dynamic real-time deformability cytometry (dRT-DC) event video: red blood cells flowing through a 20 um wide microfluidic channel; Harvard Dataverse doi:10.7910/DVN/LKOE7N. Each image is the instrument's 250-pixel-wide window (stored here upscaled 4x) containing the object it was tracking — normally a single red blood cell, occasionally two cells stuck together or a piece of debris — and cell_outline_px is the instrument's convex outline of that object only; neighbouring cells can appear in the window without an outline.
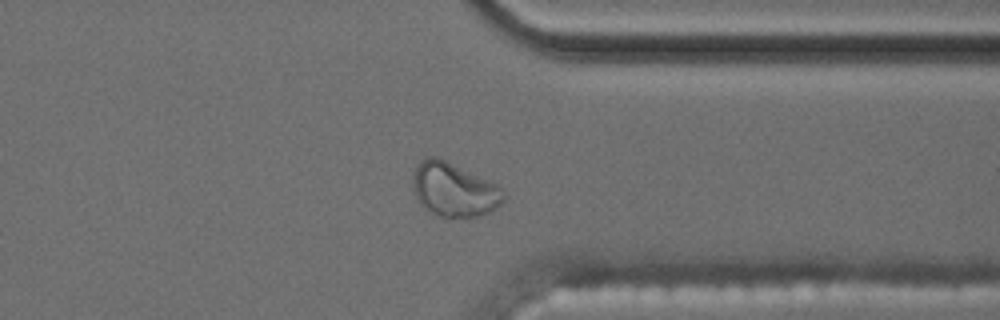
{"species": "common noctule bat (a hibernating species)", "species_latin": "Nyctalus noctula", "temperature_condition": "cold", "stored_images_in_passage": 51, "camera_frame_rate_fps": 3000, "um_per_image_px": 0.085, "animal": {"sex": "male", "body_mass_g": 17.5, "forearm_length_mm": 52.3}, "frame": {"image": 1, "passage_image": 37, "time_ms": 12.0, "image_size_px": [1000, 320], "cell_outline_px": [[504, 200], [496, 208], [488, 212], [476, 216], [432, 216], [420, 204], [416, 196], [412, 180], [412, 176], [416, 164], [420, 160], [428, 156], [436, 156], [496, 184], [504, 192]], "centroid_in_image_um": [38.53, 16.11], "position_along_channel_um": 372.9, "area_um2": 28.26}}